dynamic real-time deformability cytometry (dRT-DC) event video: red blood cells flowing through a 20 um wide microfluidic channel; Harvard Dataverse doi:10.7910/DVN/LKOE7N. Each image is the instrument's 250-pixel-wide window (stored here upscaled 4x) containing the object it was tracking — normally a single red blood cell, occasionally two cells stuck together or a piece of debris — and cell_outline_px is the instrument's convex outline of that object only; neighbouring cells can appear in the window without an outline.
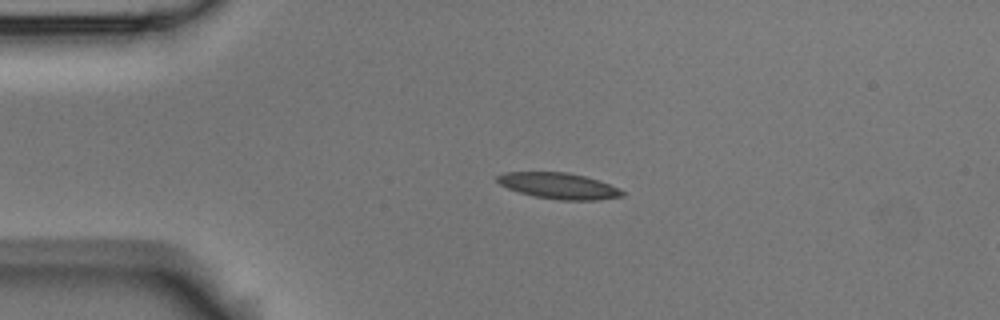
{"species": "Egyptian fruit bat (a non-hibernating species)", "species_latin": "Rousettus aegyptiacus", "temperature_condition": "room temperature", "stored_images_in_passage": 5, "segment_of_instrument_passage": [1, 2], "camera_frame_rate_fps": 3000, "um_per_image_px": 0.085, "animal": {"sex": "male"}, "frame": {"image": 1, "passage_image": 3, "time_ms": 0.667, "image_size_px": [1000, 320], "cell_outline_px": [[624, 196], [596, 200], [560, 200], [532, 196], [508, 188], [500, 184], [496, 180], [496, 176], [504, 172], [568, 172], [600, 180], [624, 192]], "centroid_in_image_um": [47.47, 15.79], "position_along_channel_um": 37.5, "area_um2": 18.9}}